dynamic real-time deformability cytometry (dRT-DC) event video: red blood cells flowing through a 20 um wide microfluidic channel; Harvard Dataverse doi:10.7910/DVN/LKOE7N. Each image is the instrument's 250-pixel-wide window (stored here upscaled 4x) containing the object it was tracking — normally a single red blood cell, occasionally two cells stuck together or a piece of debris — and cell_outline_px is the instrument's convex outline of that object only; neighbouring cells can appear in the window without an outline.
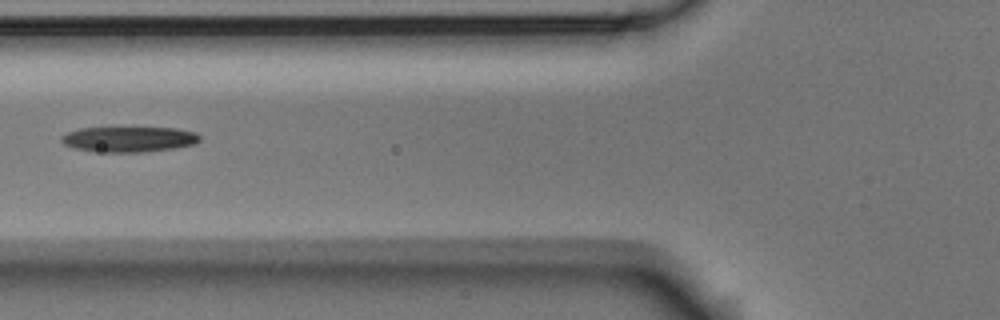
{"species": "Egyptian fruit bat (a non-hibernating species)", "species_latin": "Rousettus aegyptiacus", "temperature_condition": "room temperature", "stored_images_in_passage": 9, "camera_frame_rate_fps": 3000, "um_per_image_px": 0.085, "animal": {"sex": "male"}, "frame": {"image": 1, "passage_image": 6, "time_ms": 1.667, "image_size_px": [1000, 320], "cell_outline_px": [[200, 140], [196, 144], [172, 148], [144, 152], [96, 152], [72, 148], [64, 144], [60, 140], [60, 136], [68, 132], [80, 128], [176, 128], [196, 132], [200, 136]], "centroid_in_image_um": [10.94, 11.84], "position_along_channel_um": 114.9, "area_um2": 20.58}}
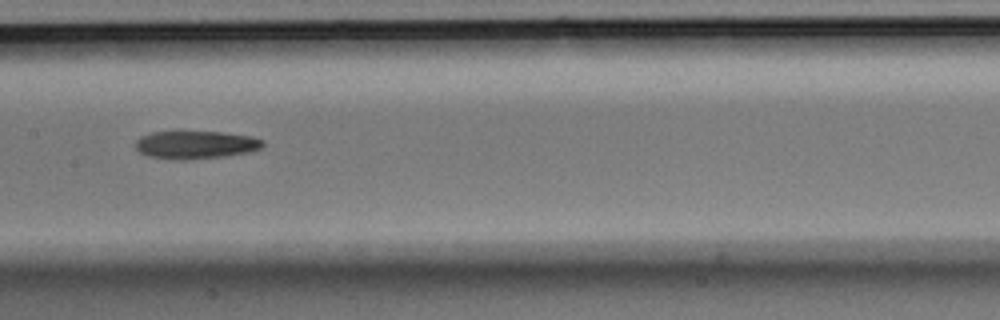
{"frame": {"image": 2, "passage_image": 8, "time_ms": 2.333, "image_size_px": [1000, 320], "cell_outline_px": [[264, 144], [260, 148], [252, 152], [224, 156], [188, 160], [180, 160], [148, 156], [140, 152], [136, 148], [136, 140], [140, 136], [152, 132], [176, 128], [220, 132], [252, 136], [264, 140]], "centroid_in_image_um": [16.6, 12.26], "position_along_channel_um": 190.8, "area_um2": 21.73}}
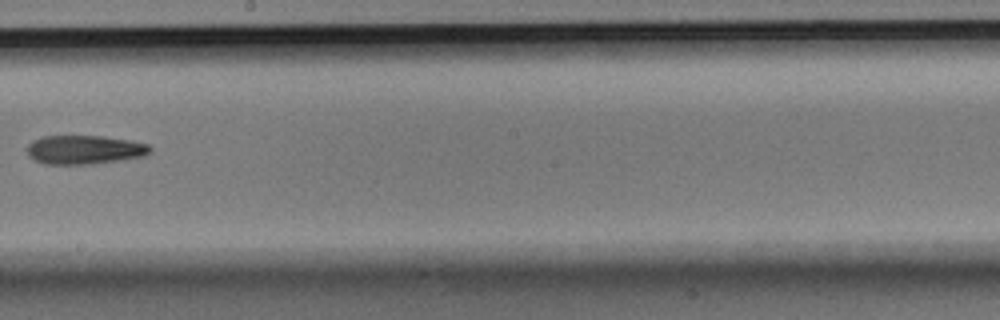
{"frame": {"image": 3, "passage_image": 9, "time_ms": 2.667, "image_size_px": [1000, 320], "cell_outline_px": [[152, 152], [144, 156], [124, 160], [92, 164], [44, 164], [28, 156], [28, 144], [32, 140], [44, 136], [104, 136], [132, 140], [148, 144], [152, 148]], "centroid_in_image_um": [7.23, 12.72], "position_along_channel_um": 241.0, "area_um2": 20.98}}